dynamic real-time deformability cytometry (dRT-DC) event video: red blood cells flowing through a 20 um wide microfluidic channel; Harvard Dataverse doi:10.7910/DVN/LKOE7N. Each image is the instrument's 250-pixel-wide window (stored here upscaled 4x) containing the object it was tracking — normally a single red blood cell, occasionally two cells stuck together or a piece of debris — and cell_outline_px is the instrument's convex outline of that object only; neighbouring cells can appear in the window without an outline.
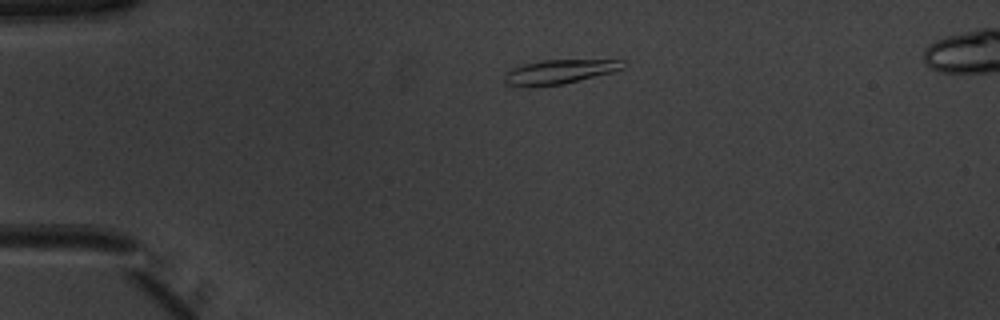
{"species": "common noctule bat (a hibernating species)", "species_latin": "Nyctalus noctula", "temperature_condition": "warm", "stored_images_in_passage": 35, "camera_frame_rate_fps": 3000, "um_per_image_px": 0.085, "animal": {"sex": "male", "body_mass_g": 20.1, "forearm_length_mm": 53.5}, "frame": {"image": 1, "passage_image": 2, "time_ms": 0.333, "image_size_px": [1000, 320], "cell_outline_px": [[628, 64], [624, 68], [612, 72], [564, 84], [528, 88], [504, 84], [504, 72], [512, 68], [524, 64], [544, 60], [624, 60]], "centroid_in_image_um": [47.51, 6.12], "position_along_channel_um": 37.5, "area_um2": 17.11}}
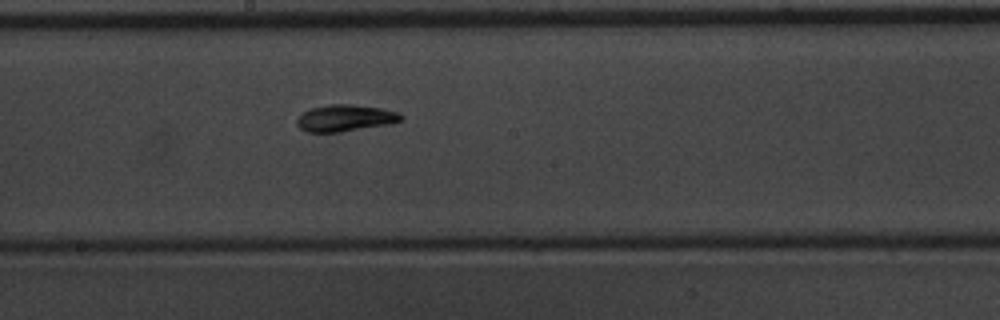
{"frame": {"image": 2, "passage_image": 19, "time_ms": 6.0, "image_size_px": [1000, 320], "cell_outline_px": [[404, 120], [388, 124], [340, 132], [308, 132], [300, 128], [296, 124], [296, 120], [300, 112], [312, 108], [328, 104], [352, 104], [380, 108], [396, 112], [404, 116]], "centroid_in_image_um": [29.3, 10.03], "position_along_channel_um": 218.9, "area_um2": 16.24}}
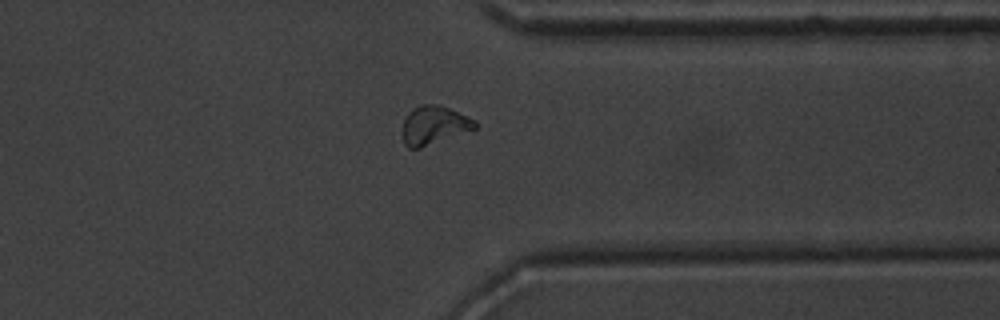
{"frame": {"image": 3, "passage_image": 31, "time_ms": 10.0, "image_size_px": [1000, 320], "cell_outline_px": [[476, 128], [420, 148], [408, 148], [404, 144], [400, 136], [400, 128], [408, 112], [412, 108], [420, 104], [440, 104], [476, 120]], "centroid_in_image_um": [36.81, 10.63], "position_along_channel_um": 374.6, "area_um2": 16.53}, "authors_computed_cell_mechanics": {"area_um2": 15.4326, "velocity_mm_per_s": 3.9469, "shape_relaxation_time_tau1_ms": 4.3188, "shape_relaxation_time_tau2_ms": 2.9287, "deformation_change_tau1": 0.1707, "deformation_change_tau2": 0.0829}}